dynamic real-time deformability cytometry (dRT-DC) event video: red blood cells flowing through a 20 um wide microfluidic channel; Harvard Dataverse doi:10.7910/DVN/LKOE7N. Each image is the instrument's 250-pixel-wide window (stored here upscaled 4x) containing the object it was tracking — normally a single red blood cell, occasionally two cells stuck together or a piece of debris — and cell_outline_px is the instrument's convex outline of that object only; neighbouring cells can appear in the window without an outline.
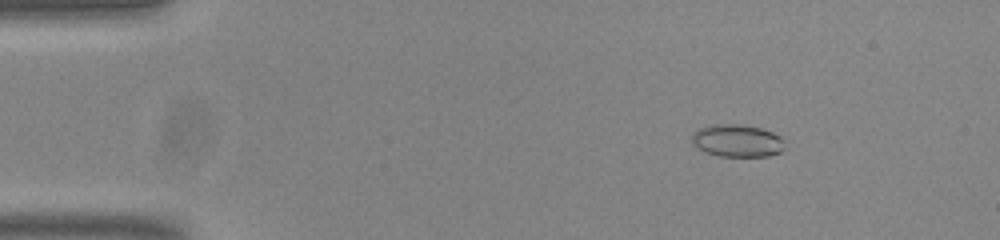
{"species": "common noctule bat (a hibernating species)", "species_latin": "Nyctalus noctula", "temperature_condition": "room temperature", "stored_images_in_passage": 54, "camera_frame_rate_fps": 3000, "um_per_image_px": 0.085, "animal": {"sex": "male", "body_mass_g": 20.0, "forearm_length_mm": 53.3}, "frame": {"image": 1, "passage_image": 8, "time_ms": 2.333, "image_size_px": [1000, 240], "cell_outline_px": [[788, 148], [780, 152], [768, 156], [720, 156], [704, 152], [692, 144], [692, 132], [708, 124], [744, 124], [760, 128], [772, 132], [780, 136], [784, 140]], "centroid_in_image_um": [62.68, 11.95], "position_along_channel_um": 22.3, "area_um2": 17.98}}
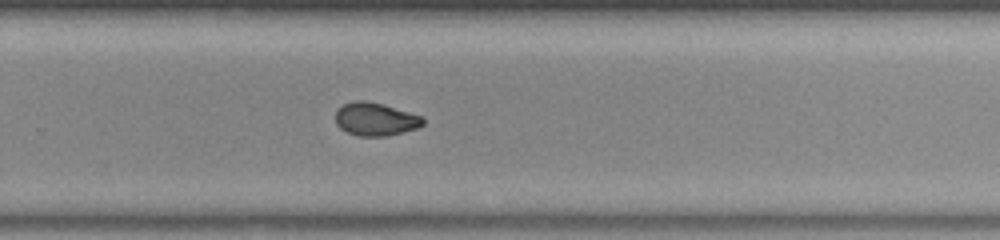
{"frame": {"image": 2, "passage_image": 36, "time_ms": 11.667, "image_size_px": [1000, 240], "cell_outline_px": [[424, 124], [416, 128], [388, 136], [360, 136], [348, 132], [340, 128], [336, 124], [336, 108], [344, 104], [356, 100], [364, 100], [384, 104], [424, 116]], "centroid_in_image_um": [31.92, 10.12], "position_along_channel_um": 297.9, "area_um2": 16.99}}
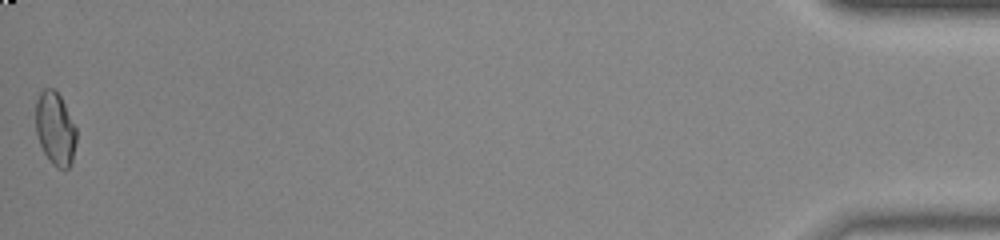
{"frame": {"image": 3, "passage_image": 54, "time_ms": 17.667, "image_size_px": [1000, 240], "cell_outline_px": [[76, 140], [72, 160], [68, 168], [56, 168], [48, 160], [40, 144], [36, 132], [36, 100], [40, 92], [44, 88], [52, 88], [60, 96], [76, 128]], "centroid_in_image_um": [4.68, 10.94], "position_along_channel_um": 430.5, "area_um2": 17.17}, "authors_computed_cell_mechanics": {"area_um2": 17.3689, "velocity_mm_per_s": 3.8385, "shape_relaxation_time_tau1_ms": null, "shape_relaxation_time_tau2_ms": 2.2755, "deformation_change_tau1": null, "deformation_change_tau2": 0.0489}}